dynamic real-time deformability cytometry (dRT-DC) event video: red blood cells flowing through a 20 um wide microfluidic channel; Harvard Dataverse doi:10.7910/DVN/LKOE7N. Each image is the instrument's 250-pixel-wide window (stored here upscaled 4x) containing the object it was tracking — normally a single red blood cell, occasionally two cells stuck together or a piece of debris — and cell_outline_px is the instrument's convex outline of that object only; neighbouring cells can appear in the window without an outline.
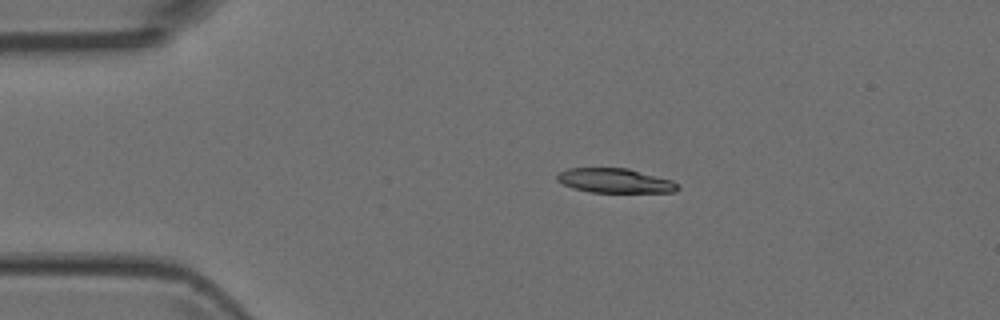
{"species": "Egyptian fruit bat (a non-hibernating species)", "species_latin": "Rousettus aegyptiacus", "temperature_condition": "room temperature", "stored_images_in_passage": 3, "camera_frame_rate_fps": 3000, "um_per_image_px": 0.085, "animal": {"sex": "female"}, "frame": {"image": 1, "passage_image": 2, "time_ms": 0.333, "image_size_px": [1000, 320], "cell_outline_px": [[680, 188], [676, 192], [588, 192], [572, 188], [556, 180], [556, 176], [560, 172], [568, 168], [628, 168], [672, 180], [680, 184]], "centroid_in_image_um": [52.29, 15.36], "position_along_channel_um": 32.7, "area_um2": 17.28}}